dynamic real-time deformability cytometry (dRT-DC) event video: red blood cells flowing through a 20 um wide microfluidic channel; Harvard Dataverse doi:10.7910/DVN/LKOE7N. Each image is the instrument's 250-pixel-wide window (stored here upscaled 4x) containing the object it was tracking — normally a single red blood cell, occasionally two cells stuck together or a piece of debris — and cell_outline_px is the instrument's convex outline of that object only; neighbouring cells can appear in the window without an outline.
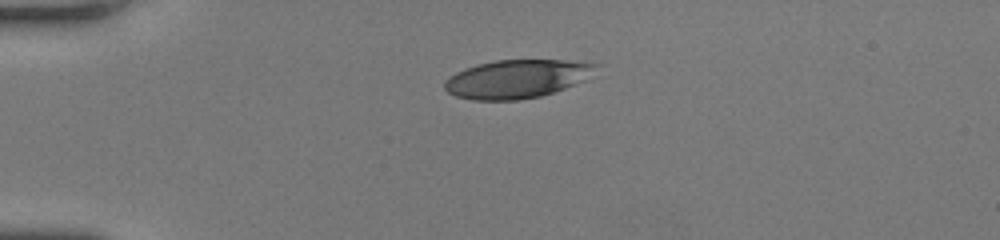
{"species": "human", "species_latin": "Homo sapiens", "temperature_condition": "room temperature", "stored_images_in_passage": 38, "camera_frame_rate_fps": 3000, "um_per_image_px": 0.085, "donor": {"sex": "female"}, "frame": {"image": 1, "passage_image": 1, "time_ms": 0.0, "image_size_px": [1000, 240], "cell_outline_px": [[604, 64], [584, 80], [576, 84], [540, 96], [520, 100], [472, 100], [456, 96], [448, 92], [444, 88], [444, 84], [456, 72], [480, 64], [496, 60], [564, 60]], "centroid_in_image_um": [43.99, 6.7], "position_along_channel_um": 41.0, "area_um2": 33.64}}
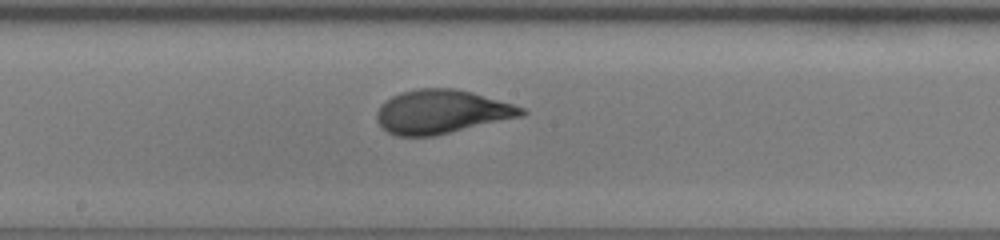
{"frame": {"image": 2, "passage_image": 16, "time_ms": 5.0, "image_size_px": [1000, 240], "cell_outline_px": [[528, 112], [524, 116], [432, 136], [396, 136], [388, 132], [376, 120], [376, 112], [380, 104], [392, 96], [400, 92], [416, 88], [452, 88], [472, 92], [512, 104], [524, 108]], "centroid_in_image_um": [37.52, 9.49], "position_along_channel_um": 210.7, "area_um2": 36.88}}
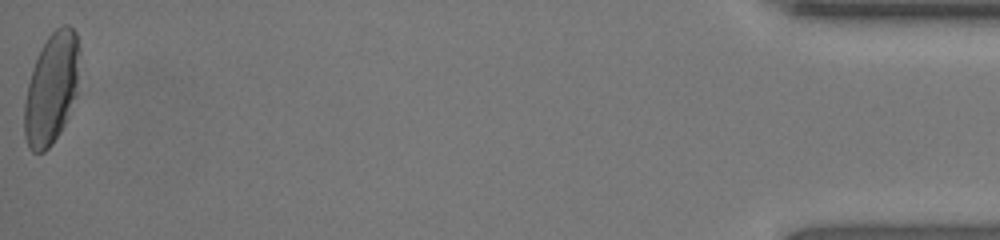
{"frame": {"image": 3, "passage_image": 38, "time_ms": 12.333, "image_size_px": [1000, 240], "cell_outline_px": [[80, 92], [60, 132], [52, 144], [44, 152], [32, 152], [28, 148], [24, 136], [24, 104], [28, 84], [32, 68], [40, 48], [48, 36], [56, 28], [64, 24], [68, 24], [76, 32], [80, 48]], "centroid_in_image_um": [4.42, 7.51], "position_along_channel_um": 430.8, "area_um2": 36.82}, "authors_computed_cell_mechanics": {"area_um2": 36.125, "velocity_mm_per_s": 4.258, "shape_relaxation_time_tau1_ms": 4.0891, "shape_relaxation_time_tau2_ms": null, "deformation_change_tau1": 0.1948, "deformation_change_tau2": null}}